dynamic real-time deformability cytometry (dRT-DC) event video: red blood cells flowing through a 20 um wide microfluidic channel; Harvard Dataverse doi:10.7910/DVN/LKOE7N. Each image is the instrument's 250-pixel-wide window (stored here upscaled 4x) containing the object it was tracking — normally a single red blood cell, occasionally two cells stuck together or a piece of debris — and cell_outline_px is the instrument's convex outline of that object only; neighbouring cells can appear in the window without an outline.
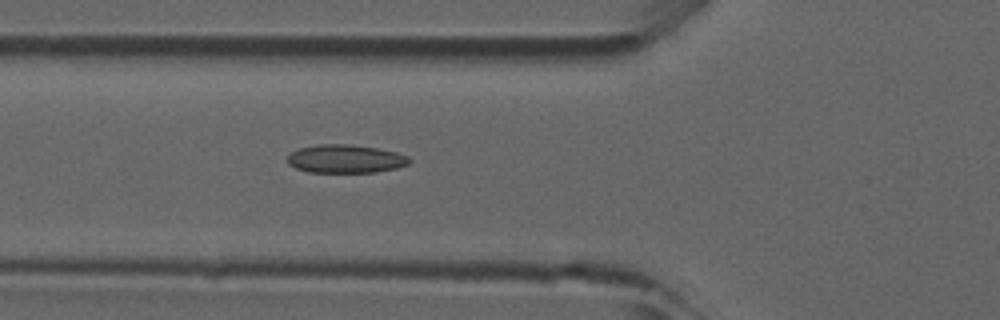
{"species": "common noctule bat (a hibernating species)", "species_latin": "Nyctalus noctula", "temperature_condition": "room temperature", "stored_images_in_passage": 45, "camera_frame_rate_fps": 3000, "um_per_image_px": 0.085, "animal": {"sex": "male", "forearm_length_mm": 52.5}, "frame": {"image": 1, "passage_image": 14, "time_ms": 4.333, "image_size_px": [1000, 320], "cell_outline_px": [[412, 160], [408, 164], [396, 168], [376, 172], [308, 172], [296, 168], [288, 164], [288, 156], [292, 152], [300, 148], [320, 144], [352, 144], [376, 148], [396, 152], [408, 156]], "centroid_in_image_um": [29.38, 13.5], "position_along_channel_um": 96.4, "area_um2": 20.06}}